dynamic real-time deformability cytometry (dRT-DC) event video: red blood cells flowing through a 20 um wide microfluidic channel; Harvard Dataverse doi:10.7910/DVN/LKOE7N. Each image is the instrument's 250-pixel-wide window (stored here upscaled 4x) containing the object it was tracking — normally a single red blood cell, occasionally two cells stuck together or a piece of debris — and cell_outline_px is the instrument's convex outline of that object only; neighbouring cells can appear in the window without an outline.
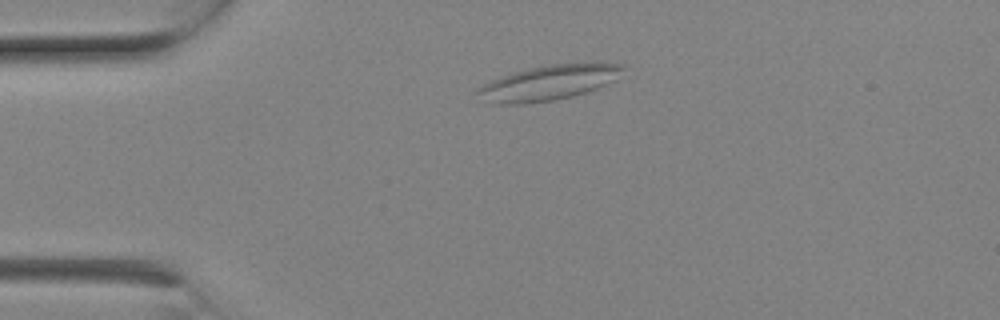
{"species": "Egyptian fruit bat (a non-hibernating species)", "species_latin": "Rousettus aegyptiacus", "temperature_condition": "room temperature", "stored_images_in_passage": 5, "camera_frame_rate_fps": 3000, "um_per_image_px": 0.085, "animal": {"sex": "female"}, "frame": {"image": 1, "passage_image": 1, "time_ms": 0.0, "image_size_px": [1000, 320], "cell_outline_px": [[624, 68], [616, 80], [588, 92], [556, 100], [524, 104], [492, 104], [476, 92], [476, 88], [492, 80], [516, 72], [548, 64], [624, 64]], "centroid_in_image_um": [46.64, 7.06], "position_along_channel_um": 38.4, "area_um2": 29.07}}
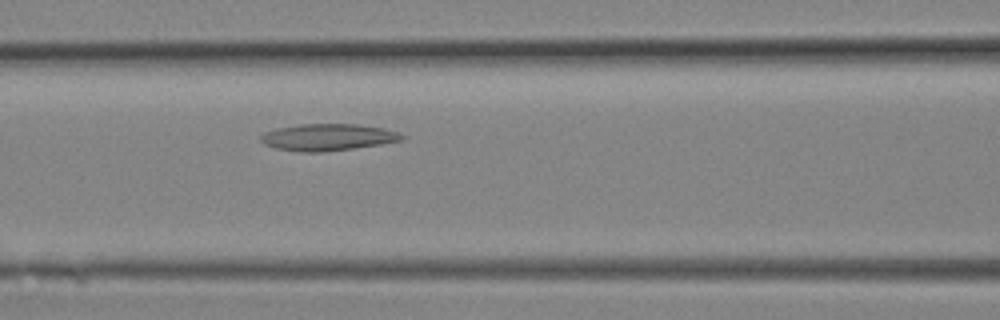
{"frame": {"image": 2, "passage_image": 5, "time_ms": 1.333, "image_size_px": [1000, 320], "cell_outline_px": [[404, 140], [380, 144], [324, 152], [300, 152], [276, 148], [264, 144], [260, 140], [260, 136], [264, 132], [276, 128], [300, 124], [360, 124], [384, 128], [396, 132], [404, 136]], "centroid_in_image_um": [27.84, 11.66], "position_along_channel_um": 138.8, "area_um2": 22.02}}